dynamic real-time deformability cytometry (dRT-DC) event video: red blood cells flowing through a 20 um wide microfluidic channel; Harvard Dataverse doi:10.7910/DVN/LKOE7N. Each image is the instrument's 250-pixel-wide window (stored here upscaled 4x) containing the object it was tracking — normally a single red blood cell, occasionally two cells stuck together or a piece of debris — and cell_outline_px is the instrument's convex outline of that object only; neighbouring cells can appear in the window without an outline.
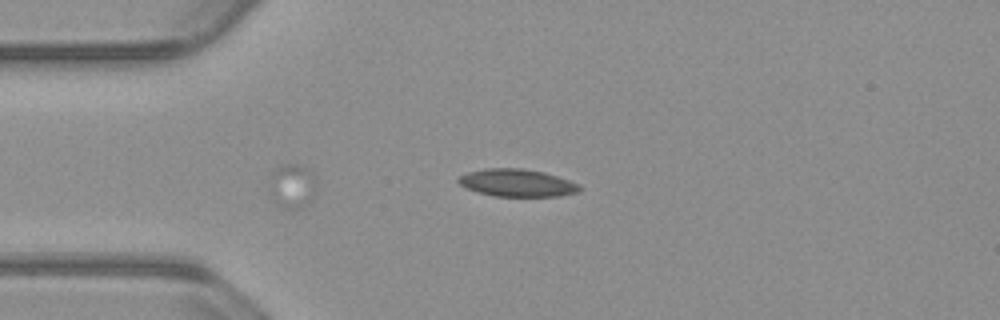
{"species": "common noctule bat (a hibernating species)", "species_latin": "Nyctalus noctula", "temperature_condition": "warm", "stored_images_in_passage": 2, "camera_frame_rate_fps": 3000, "um_per_image_px": 0.085, "animal": {"sex": "male", "body_mass_g": 23.1, "forearm_length_mm": 52.7}, "frame": {"image": 1, "passage_image": 2, "time_ms": 0.333, "image_size_px": [1000, 320], "cell_outline_px": [[584, 188], [580, 192], [560, 196], [492, 196], [476, 192], [460, 184], [456, 180], [460, 176], [468, 172], [484, 168], [524, 168], [544, 172], [580, 184]], "centroid_in_image_um": [43.98, 15.54], "position_along_channel_um": 41.0, "area_um2": 19.59}}